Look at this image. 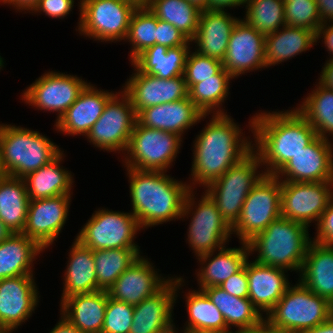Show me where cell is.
<instances>
[{
	"instance_id": "e0dca14e",
	"label": "cell",
	"mask_w": 333,
	"mask_h": 333,
	"mask_svg": "<svg viewBox=\"0 0 333 333\" xmlns=\"http://www.w3.org/2000/svg\"><path fill=\"white\" fill-rule=\"evenodd\" d=\"M222 63L223 68L234 79L248 72L267 68L265 35L243 18L239 19L231 32Z\"/></svg>"
},
{
	"instance_id": "ee69618b",
	"label": "cell",
	"mask_w": 333,
	"mask_h": 333,
	"mask_svg": "<svg viewBox=\"0 0 333 333\" xmlns=\"http://www.w3.org/2000/svg\"><path fill=\"white\" fill-rule=\"evenodd\" d=\"M285 24L302 27L315 34L322 24L315 0H284Z\"/></svg>"
},
{
	"instance_id": "d6986e66",
	"label": "cell",
	"mask_w": 333,
	"mask_h": 333,
	"mask_svg": "<svg viewBox=\"0 0 333 333\" xmlns=\"http://www.w3.org/2000/svg\"><path fill=\"white\" fill-rule=\"evenodd\" d=\"M275 176L289 182H333V143L317 136Z\"/></svg>"
},
{
	"instance_id": "816d5d0a",
	"label": "cell",
	"mask_w": 333,
	"mask_h": 333,
	"mask_svg": "<svg viewBox=\"0 0 333 333\" xmlns=\"http://www.w3.org/2000/svg\"><path fill=\"white\" fill-rule=\"evenodd\" d=\"M316 45L317 42L322 38V43L327 49L329 58L328 60L333 59V21L325 22L320 25L315 34ZM331 56V57H330Z\"/></svg>"
},
{
	"instance_id": "6da1fadb",
	"label": "cell",
	"mask_w": 333,
	"mask_h": 333,
	"mask_svg": "<svg viewBox=\"0 0 333 333\" xmlns=\"http://www.w3.org/2000/svg\"><path fill=\"white\" fill-rule=\"evenodd\" d=\"M212 118L195 137L193 161L188 181L190 190L207 187L253 148V139L228 114H212Z\"/></svg>"
},
{
	"instance_id": "d4e9b609",
	"label": "cell",
	"mask_w": 333,
	"mask_h": 333,
	"mask_svg": "<svg viewBox=\"0 0 333 333\" xmlns=\"http://www.w3.org/2000/svg\"><path fill=\"white\" fill-rule=\"evenodd\" d=\"M287 270L262 265L257 262H246L248 278V298L264 317L275 306L291 285Z\"/></svg>"
},
{
	"instance_id": "d590c367",
	"label": "cell",
	"mask_w": 333,
	"mask_h": 333,
	"mask_svg": "<svg viewBox=\"0 0 333 333\" xmlns=\"http://www.w3.org/2000/svg\"><path fill=\"white\" fill-rule=\"evenodd\" d=\"M184 299L188 320L183 327L187 333H227L223 314L203 290L189 289Z\"/></svg>"
},
{
	"instance_id": "6125c7cd",
	"label": "cell",
	"mask_w": 333,
	"mask_h": 333,
	"mask_svg": "<svg viewBox=\"0 0 333 333\" xmlns=\"http://www.w3.org/2000/svg\"><path fill=\"white\" fill-rule=\"evenodd\" d=\"M13 232L0 220V243L8 239Z\"/></svg>"
},
{
	"instance_id": "52a82bcc",
	"label": "cell",
	"mask_w": 333,
	"mask_h": 333,
	"mask_svg": "<svg viewBox=\"0 0 333 333\" xmlns=\"http://www.w3.org/2000/svg\"><path fill=\"white\" fill-rule=\"evenodd\" d=\"M260 168H263L260 158L252 149L221 177L204 188L205 193L213 200L222 217L231 227L240 218L244 201L250 190L265 175Z\"/></svg>"
},
{
	"instance_id": "8fae6325",
	"label": "cell",
	"mask_w": 333,
	"mask_h": 333,
	"mask_svg": "<svg viewBox=\"0 0 333 333\" xmlns=\"http://www.w3.org/2000/svg\"><path fill=\"white\" fill-rule=\"evenodd\" d=\"M94 212L75 237L84 246L92 250L140 248L134 240L142 229L131 212L104 207Z\"/></svg>"
},
{
	"instance_id": "4dcf8cb0",
	"label": "cell",
	"mask_w": 333,
	"mask_h": 333,
	"mask_svg": "<svg viewBox=\"0 0 333 333\" xmlns=\"http://www.w3.org/2000/svg\"><path fill=\"white\" fill-rule=\"evenodd\" d=\"M63 152L47 165L22 178L30 200L73 194L75 181L72 172L61 165L66 157Z\"/></svg>"
},
{
	"instance_id": "4fadbf2b",
	"label": "cell",
	"mask_w": 333,
	"mask_h": 333,
	"mask_svg": "<svg viewBox=\"0 0 333 333\" xmlns=\"http://www.w3.org/2000/svg\"><path fill=\"white\" fill-rule=\"evenodd\" d=\"M137 122L130 98L120 90L106 104L102 115L86 135L99 150L124 153Z\"/></svg>"
},
{
	"instance_id": "5bb4252c",
	"label": "cell",
	"mask_w": 333,
	"mask_h": 333,
	"mask_svg": "<svg viewBox=\"0 0 333 333\" xmlns=\"http://www.w3.org/2000/svg\"><path fill=\"white\" fill-rule=\"evenodd\" d=\"M87 80L77 75L60 71H46L22 93V102L38 110L56 113L59 120L75 102L80 92L88 84ZM58 113V114H57Z\"/></svg>"
},
{
	"instance_id": "7dc6e473",
	"label": "cell",
	"mask_w": 333,
	"mask_h": 333,
	"mask_svg": "<svg viewBox=\"0 0 333 333\" xmlns=\"http://www.w3.org/2000/svg\"><path fill=\"white\" fill-rule=\"evenodd\" d=\"M156 44L172 48L180 45H192V42L172 24L157 18Z\"/></svg>"
},
{
	"instance_id": "680465c9",
	"label": "cell",
	"mask_w": 333,
	"mask_h": 333,
	"mask_svg": "<svg viewBox=\"0 0 333 333\" xmlns=\"http://www.w3.org/2000/svg\"><path fill=\"white\" fill-rule=\"evenodd\" d=\"M301 333H333V315L320 325L303 330Z\"/></svg>"
},
{
	"instance_id": "94428289",
	"label": "cell",
	"mask_w": 333,
	"mask_h": 333,
	"mask_svg": "<svg viewBox=\"0 0 333 333\" xmlns=\"http://www.w3.org/2000/svg\"><path fill=\"white\" fill-rule=\"evenodd\" d=\"M176 324L172 321L170 324H168L167 326L156 330L153 333H178V331H180L178 328H176L175 326ZM181 333H187L186 330L183 328L182 331H180ZM179 332V333H180Z\"/></svg>"
},
{
	"instance_id": "f546056e",
	"label": "cell",
	"mask_w": 333,
	"mask_h": 333,
	"mask_svg": "<svg viewBox=\"0 0 333 333\" xmlns=\"http://www.w3.org/2000/svg\"><path fill=\"white\" fill-rule=\"evenodd\" d=\"M298 276L310 291L333 304V246L312 240Z\"/></svg>"
},
{
	"instance_id": "91938a15",
	"label": "cell",
	"mask_w": 333,
	"mask_h": 333,
	"mask_svg": "<svg viewBox=\"0 0 333 333\" xmlns=\"http://www.w3.org/2000/svg\"><path fill=\"white\" fill-rule=\"evenodd\" d=\"M248 333H287V332H284V331H281V330H276V329H273L271 327H269L265 322L253 329L252 331L248 332Z\"/></svg>"
},
{
	"instance_id": "603a6c76",
	"label": "cell",
	"mask_w": 333,
	"mask_h": 333,
	"mask_svg": "<svg viewBox=\"0 0 333 333\" xmlns=\"http://www.w3.org/2000/svg\"><path fill=\"white\" fill-rule=\"evenodd\" d=\"M101 90L90 82L75 102L54 124L55 130L69 136H85L102 115L107 102L117 93Z\"/></svg>"
},
{
	"instance_id": "bcb514c9",
	"label": "cell",
	"mask_w": 333,
	"mask_h": 333,
	"mask_svg": "<svg viewBox=\"0 0 333 333\" xmlns=\"http://www.w3.org/2000/svg\"><path fill=\"white\" fill-rule=\"evenodd\" d=\"M133 313V305L108 297L101 333H129Z\"/></svg>"
},
{
	"instance_id": "cb8c5ba5",
	"label": "cell",
	"mask_w": 333,
	"mask_h": 333,
	"mask_svg": "<svg viewBox=\"0 0 333 333\" xmlns=\"http://www.w3.org/2000/svg\"><path fill=\"white\" fill-rule=\"evenodd\" d=\"M207 116L209 114H203L190 98L186 97L144 108L137 114V121L142 126L172 132L183 138L188 129L190 130L201 120L204 121Z\"/></svg>"
},
{
	"instance_id": "f6af8a7d",
	"label": "cell",
	"mask_w": 333,
	"mask_h": 333,
	"mask_svg": "<svg viewBox=\"0 0 333 333\" xmlns=\"http://www.w3.org/2000/svg\"><path fill=\"white\" fill-rule=\"evenodd\" d=\"M223 68L221 60L189 51L184 68V79L187 89L192 85L213 78Z\"/></svg>"
},
{
	"instance_id": "f5cc1de1",
	"label": "cell",
	"mask_w": 333,
	"mask_h": 333,
	"mask_svg": "<svg viewBox=\"0 0 333 333\" xmlns=\"http://www.w3.org/2000/svg\"><path fill=\"white\" fill-rule=\"evenodd\" d=\"M245 7L246 0H209V10L227 11L229 8Z\"/></svg>"
},
{
	"instance_id": "9c48e42d",
	"label": "cell",
	"mask_w": 333,
	"mask_h": 333,
	"mask_svg": "<svg viewBox=\"0 0 333 333\" xmlns=\"http://www.w3.org/2000/svg\"><path fill=\"white\" fill-rule=\"evenodd\" d=\"M181 142L183 138L177 134L148 128L137 121L122 156L123 165L140 170L168 172L176 161Z\"/></svg>"
},
{
	"instance_id": "7bdbcfd3",
	"label": "cell",
	"mask_w": 333,
	"mask_h": 333,
	"mask_svg": "<svg viewBox=\"0 0 333 333\" xmlns=\"http://www.w3.org/2000/svg\"><path fill=\"white\" fill-rule=\"evenodd\" d=\"M157 17L148 7H137L133 12L124 42H129L128 56L133 61L146 48L156 44Z\"/></svg>"
},
{
	"instance_id": "f1b7e54d",
	"label": "cell",
	"mask_w": 333,
	"mask_h": 333,
	"mask_svg": "<svg viewBox=\"0 0 333 333\" xmlns=\"http://www.w3.org/2000/svg\"><path fill=\"white\" fill-rule=\"evenodd\" d=\"M203 291L223 314L227 333H248L264 323V315L248 297L233 296L219 286L204 288ZM232 327L236 330H231Z\"/></svg>"
},
{
	"instance_id": "7402d4cb",
	"label": "cell",
	"mask_w": 333,
	"mask_h": 333,
	"mask_svg": "<svg viewBox=\"0 0 333 333\" xmlns=\"http://www.w3.org/2000/svg\"><path fill=\"white\" fill-rule=\"evenodd\" d=\"M183 283V276H171L158 292L135 305L129 333H153L170 324Z\"/></svg>"
},
{
	"instance_id": "60d3db41",
	"label": "cell",
	"mask_w": 333,
	"mask_h": 333,
	"mask_svg": "<svg viewBox=\"0 0 333 333\" xmlns=\"http://www.w3.org/2000/svg\"><path fill=\"white\" fill-rule=\"evenodd\" d=\"M148 8L156 17L181 31L190 41L197 32L201 9L187 0H151Z\"/></svg>"
},
{
	"instance_id": "3957f363",
	"label": "cell",
	"mask_w": 333,
	"mask_h": 333,
	"mask_svg": "<svg viewBox=\"0 0 333 333\" xmlns=\"http://www.w3.org/2000/svg\"><path fill=\"white\" fill-rule=\"evenodd\" d=\"M125 169L132 204L130 211L142 230L181 220L188 182L179 181L163 171Z\"/></svg>"
},
{
	"instance_id": "e7e4bbea",
	"label": "cell",
	"mask_w": 333,
	"mask_h": 333,
	"mask_svg": "<svg viewBox=\"0 0 333 333\" xmlns=\"http://www.w3.org/2000/svg\"><path fill=\"white\" fill-rule=\"evenodd\" d=\"M6 176V173L4 172L2 163H1V152H0V179L4 178Z\"/></svg>"
},
{
	"instance_id": "7a4b0ae2",
	"label": "cell",
	"mask_w": 333,
	"mask_h": 333,
	"mask_svg": "<svg viewBox=\"0 0 333 333\" xmlns=\"http://www.w3.org/2000/svg\"><path fill=\"white\" fill-rule=\"evenodd\" d=\"M249 119L253 150L264 166L265 175H275L293 156L307 147L318 135L296 110L262 111Z\"/></svg>"
},
{
	"instance_id": "484cf974",
	"label": "cell",
	"mask_w": 333,
	"mask_h": 333,
	"mask_svg": "<svg viewBox=\"0 0 333 333\" xmlns=\"http://www.w3.org/2000/svg\"><path fill=\"white\" fill-rule=\"evenodd\" d=\"M240 18L228 11L202 10L195 37L196 52L223 61L234 25Z\"/></svg>"
},
{
	"instance_id": "74e56055",
	"label": "cell",
	"mask_w": 333,
	"mask_h": 333,
	"mask_svg": "<svg viewBox=\"0 0 333 333\" xmlns=\"http://www.w3.org/2000/svg\"><path fill=\"white\" fill-rule=\"evenodd\" d=\"M317 83L294 109L309 122L318 136L330 140L329 136L333 137V90Z\"/></svg>"
},
{
	"instance_id": "f907efd6",
	"label": "cell",
	"mask_w": 333,
	"mask_h": 333,
	"mask_svg": "<svg viewBox=\"0 0 333 333\" xmlns=\"http://www.w3.org/2000/svg\"><path fill=\"white\" fill-rule=\"evenodd\" d=\"M219 287L233 296L247 298L248 278L246 275V264L241 270L232 274L228 279L221 283Z\"/></svg>"
},
{
	"instance_id": "c3c4849f",
	"label": "cell",
	"mask_w": 333,
	"mask_h": 333,
	"mask_svg": "<svg viewBox=\"0 0 333 333\" xmlns=\"http://www.w3.org/2000/svg\"><path fill=\"white\" fill-rule=\"evenodd\" d=\"M74 2V0H39L30 13H38L37 15H39L43 12L49 18H59L62 20V18L71 13L75 4Z\"/></svg>"
},
{
	"instance_id": "6f0895ef",
	"label": "cell",
	"mask_w": 333,
	"mask_h": 333,
	"mask_svg": "<svg viewBox=\"0 0 333 333\" xmlns=\"http://www.w3.org/2000/svg\"><path fill=\"white\" fill-rule=\"evenodd\" d=\"M318 81L325 85L327 88L333 90V59L326 61L322 67Z\"/></svg>"
},
{
	"instance_id": "681fc988",
	"label": "cell",
	"mask_w": 333,
	"mask_h": 333,
	"mask_svg": "<svg viewBox=\"0 0 333 333\" xmlns=\"http://www.w3.org/2000/svg\"><path fill=\"white\" fill-rule=\"evenodd\" d=\"M312 240L323 245L333 246V199L316 225V233Z\"/></svg>"
},
{
	"instance_id": "7c38bea8",
	"label": "cell",
	"mask_w": 333,
	"mask_h": 333,
	"mask_svg": "<svg viewBox=\"0 0 333 333\" xmlns=\"http://www.w3.org/2000/svg\"><path fill=\"white\" fill-rule=\"evenodd\" d=\"M280 217L281 181L275 175H264L247 195L232 234L239 242H247Z\"/></svg>"
},
{
	"instance_id": "1f68e13d",
	"label": "cell",
	"mask_w": 333,
	"mask_h": 333,
	"mask_svg": "<svg viewBox=\"0 0 333 333\" xmlns=\"http://www.w3.org/2000/svg\"><path fill=\"white\" fill-rule=\"evenodd\" d=\"M74 240L63 275L64 286L60 303L72 295L98 291L93 250L76 238Z\"/></svg>"
},
{
	"instance_id": "e575fe53",
	"label": "cell",
	"mask_w": 333,
	"mask_h": 333,
	"mask_svg": "<svg viewBox=\"0 0 333 333\" xmlns=\"http://www.w3.org/2000/svg\"><path fill=\"white\" fill-rule=\"evenodd\" d=\"M45 250L22 233H13L0 243V280L33 275L34 261Z\"/></svg>"
},
{
	"instance_id": "ffe728a7",
	"label": "cell",
	"mask_w": 333,
	"mask_h": 333,
	"mask_svg": "<svg viewBox=\"0 0 333 333\" xmlns=\"http://www.w3.org/2000/svg\"><path fill=\"white\" fill-rule=\"evenodd\" d=\"M132 75L121 89L129 98L138 114L142 109L178 101L188 97L184 76L160 79L140 72L133 64Z\"/></svg>"
},
{
	"instance_id": "db71d44e",
	"label": "cell",
	"mask_w": 333,
	"mask_h": 333,
	"mask_svg": "<svg viewBox=\"0 0 333 333\" xmlns=\"http://www.w3.org/2000/svg\"><path fill=\"white\" fill-rule=\"evenodd\" d=\"M39 0H0L1 5L13 6L18 12L24 11L30 13L33 8L38 4Z\"/></svg>"
},
{
	"instance_id": "ab89813d",
	"label": "cell",
	"mask_w": 333,
	"mask_h": 333,
	"mask_svg": "<svg viewBox=\"0 0 333 333\" xmlns=\"http://www.w3.org/2000/svg\"><path fill=\"white\" fill-rule=\"evenodd\" d=\"M140 248L93 250L98 290H108L140 256Z\"/></svg>"
},
{
	"instance_id": "83f0119b",
	"label": "cell",
	"mask_w": 333,
	"mask_h": 333,
	"mask_svg": "<svg viewBox=\"0 0 333 333\" xmlns=\"http://www.w3.org/2000/svg\"><path fill=\"white\" fill-rule=\"evenodd\" d=\"M108 291L72 295L60 303V313L83 333H101Z\"/></svg>"
},
{
	"instance_id": "11a10c76",
	"label": "cell",
	"mask_w": 333,
	"mask_h": 333,
	"mask_svg": "<svg viewBox=\"0 0 333 333\" xmlns=\"http://www.w3.org/2000/svg\"><path fill=\"white\" fill-rule=\"evenodd\" d=\"M322 23L333 21V0H315Z\"/></svg>"
},
{
	"instance_id": "be15d7a7",
	"label": "cell",
	"mask_w": 333,
	"mask_h": 333,
	"mask_svg": "<svg viewBox=\"0 0 333 333\" xmlns=\"http://www.w3.org/2000/svg\"><path fill=\"white\" fill-rule=\"evenodd\" d=\"M192 4H195L201 10H209V0H187Z\"/></svg>"
},
{
	"instance_id": "b9f144b4",
	"label": "cell",
	"mask_w": 333,
	"mask_h": 333,
	"mask_svg": "<svg viewBox=\"0 0 333 333\" xmlns=\"http://www.w3.org/2000/svg\"><path fill=\"white\" fill-rule=\"evenodd\" d=\"M244 20L267 35L285 26L284 0H246Z\"/></svg>"
},
{
	"instance_id": "9f6ffc18",
	"label": "cell",
	"mask_w": 333,
	"mask_h": 333,
	"mask_svg": "<svg viewBox=\"0 0 333 333\" xmlns=\"http://www.w3.org/2000/svg\"><path fill=\"white\" fill-rule=\"evenodd\" d=\"M49 333H83L74 326L64 315L60 313V318L54 328Z\"/></svg>"
},
{
	"instance_id": "836d02e7",
	"label": "cell",
	"mask_w": 333,
	"mask_h": 333,
	"mask_svg": "<svg viewBox=\"0 0 333 333\" xmlns=\"http://www.w3.org/2000/svg\"><path fill=\"white\" fill-rule=\"evenodd\" d=\"M316 46L315 33L309 29L282 26L265 35V56L267 68L284 63Z\"/></svg>"
},
{
	"instance_id": "ac0fdd59",
	"label": "cell",
	"mask_w": 333,
	"mask_h": 333,
	"mask_svg": "<svg viewBox=\"0 0 333 333\" xmlns=\"http://www.w3.org/2000/svg\"><path fill=\"white\" fill-rule=\"evenodd\" d=\"M72 195H58L30 200L22 234L36 241L44 250L54 244L68 219Z\"/></svg>"
},
{
	"instance_id": "4316f807",
	"label": "cell",
	"mask_w": 333,
	"mask_h": 333,
	"mask_svg": "<svg viewBox=\"0 0 333 333\" xmlns=\"http://www.w3.org/2000/svg\"><path fill=\"white\" fill-rule=\"evenodd\" d=\"M240 244L241 247L224 246L196 258L201 265L195 272L199 290L219 286L245 266L250 256L249 249L246 242Z\"/></svg>"
},
{
	"instance_id": "30bf717a",
	"label": "cell",
	"mask_w": 333,
	"mask_h": 333,
	"mask_svg": "<svg viewBox=\"0 0 333 333\" xmlns=\"http://www.w3.org/2000/svg\"><path fill=\"white\" fill-rule=\"evenodd\" d=\"M76 32L99 42L126 39L130 19L137 8L126 0H80Z\"/></svg>"
},
{
	"instance_id": "2e32d148",
	"label": "cell",
	"mask_w": 333,
	"mask_h": 333,
	"mask_svg": "<svg viewBox=\"0 0 333 333\" xmlns=\"http://www.w3.org/2000/svg\"><path fill=\"white\" fill-rule=\"evenodd\" d=\"M39 291L34 275H20L0 280V330L12 333L25 323L39 305Z\"/></svg>"
},
{
	"instance_id": "277c9868",
	"label": "cell",
	"mask_w": 333,
	"mask_h": 333,
	"mask_svg": "<svg viewBox=\"0 0 333 333\" xmlns=\"http://www.w3.org/2000/svg\"><path fill=\"white\" fill-rule=\"evenodd\" d=\"M308 231L306 225L280 217L246 242L249 254L257 253L259 264L300 273L312 241Z\"/></svg>"
},
{
	"instance_id": "9a60e30c",
	"label": "cell",
	"mask_w": 333,
	"mask_h": 333,
	"mask_svg": "<svg viewBox=\"0 0 333 333\" xmlns=\"http://www.w3.org/2000/svg\"><path fill=\"white\" fill-rule=\"evenodd\" d=\"M332 199L333 182L281 181V217L308 228L318 224Z\"/></svg>"
},
{
	"instance_id": "03108f58",
	"label": "cell",
	"mask_w": 333,
	"mask_h": 333,
	"mask_svg": "<svg viewBox=\"0 0 333 333\" xmlns=\"http://www.w3.org/2000/svg\"><path fill=\"white\" fill-rule=\"evenodd\" d=\"M4 59H3V57H1V55H0V70H2V68L4 67Z\"/></svg>"
},
{
	"instance_id": "d6a6232c",
	"label": "cell",
	"mask_w": 333,
	"mask_h": 333,
	"mask_svg": "<svg viewBox=\"0 0 333 333\" xmlns=\"http://www.w3.org/2000/svg\"><path fill=\"white\" fill-rule=\"evenodd\" d=\"M190 45L167 48L155 44L146 48L132 62L140 72L160 79L183 76Z\"/></svg>"
},
{
	"instance_id": "ba28073f",
	"label": "cell",
	"mask_w": 333,
	"mask_h": 333,
	"mask_svg": "<svg viewBox=\"0 0 333 333\" xmlns=\"http://www.w3.org/2000/svg\"><path fill=\"white\" fill-rule=\"evenodd\" d=\"M195 194V190L188 191L180 219L185 220L190 217L186 242L195 256L199 257L227 245L232 238V227L205 192L199 200Z\"/></svg>"
},
{
	"instance_id": "5b68a950",
	"label": "cell",
	"mask_w": 333,
	"mask_h": 333,
	"mask_svg": "<svg viewBox=\"0 0 333 333\" xmlns=\"http://www.w3.org/2000/svg\"><path fill=\"white\" fill-rule=\"evenodd\" d=\"M62 151L39 131L0 124L1 163L6 175L22 179L50 163Z\"/></svg>"
},
{
	"instance_id": "44dd1931",
	"label": "cell",
	"mask_w": 333,
	"mask_h": 333,
	"mask_svg": "<svg viewBox=\"0 0 333 333\" xmlns=\"http://www.w3.org/2000/svg\"><path fill=\"white\" fill-rule=\"evenodd\" d=\"M149 260L141 255L107 290L109 297L135 306L158 292L171 277L158 274Z\"/></svg>"
},
{
	"instance_id": "8d00e7d4",
	"label": "cell",
	"mask_w": 333,
	"mask_h": 333,
	"mask_svg": "<svg viewBox=\"0 0 333 333\" xmlns=\"http://www.w3.org/2000/svg\"><path fill=\"white\" fill-rule=\"evenodd\" d=\"M29 201L23 179L9 175L0 179V220L13 233L23 232Z\"/></svg>"
},
{
	"instance_id": "8992f818",
	"label": "cell",
	"mask_w": 333,
	"mask_h": 333,
	"mask_svg": "<svg viewBox=\"0 0 333 333\" xmlns=\"http://www.w3.org/2000/svg\"><path fill=\"white\" fill-rule=\"evenodd\" d=\"M332 315L333 304L297 280L267 313L264 322L276 330L301 333L327 321Z\"/></svg>"
},
{
	"instance_id": "f35d334b",
	"label": "cell",
	"mask_w": 333,
	"mask_h": 333,
	"mask_svg": "<svg viewBox=\"0 0 333 333\" xmlns=\"http://www.w3.org/2000/svg\"><path fill=\"white\" fill-rule=\"evenodd\" d=\"M232 79L234 78L222 68L213 78L192 85L188 89V97L203 114H227L222 106L230 93Z\"/></svg>"
}]
</instances>
